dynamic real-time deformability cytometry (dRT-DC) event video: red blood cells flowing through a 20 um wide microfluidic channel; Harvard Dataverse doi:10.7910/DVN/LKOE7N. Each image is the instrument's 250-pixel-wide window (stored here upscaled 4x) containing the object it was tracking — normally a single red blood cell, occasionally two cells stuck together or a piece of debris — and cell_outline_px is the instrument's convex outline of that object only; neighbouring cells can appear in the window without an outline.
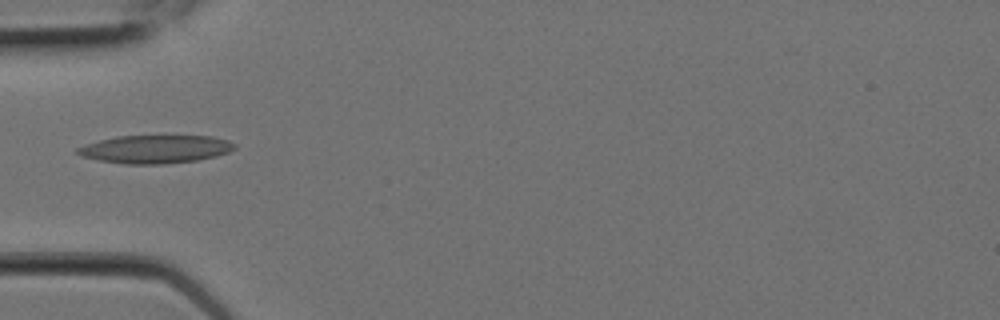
{"species": "Egyptian fruit bat (a non-hibernating species)", "species_latin": "Rousettus aegyptiacus", "temperature_condition": "room temperature", "stored_images_in_passage": 5, "camera_frame_rate_fps": 3000, "um_per_image_px": 0.085, "animal": {"sex": "female"}, "frame": {"image": 1, "passage_image": 1, "time_ms": 0.0, "image_size_px": [1000, 320], "cell_outline_px": [[236, 148], [228, 152], [216, 156], [196, 160], [164, 164], [124, 164], [100, 160], [80, 156], [76, 152], [76, 148], [84, 144], [116, 136], [212, 136], [228, 140], [236, 144]], "centroid_in_image_um": [13.19, 12.68], "position_along_channel_um": 71.8, "area_um2": 25.78}}
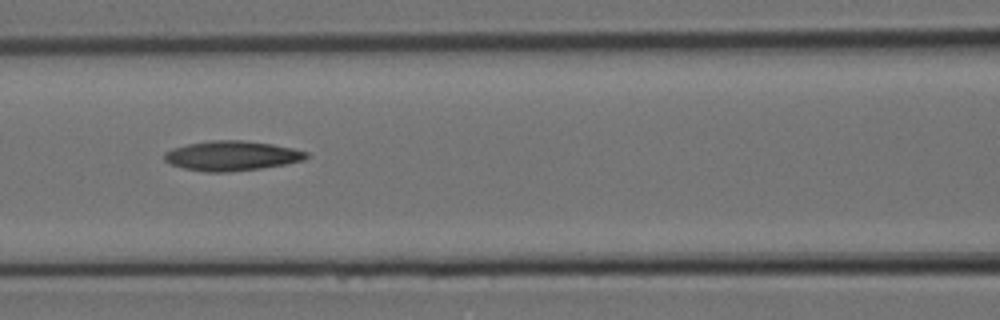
{"frame": {"image": 2, "passage_image": 3, "time_ms": 0.667, "image_size_px": [1000, 320], "cell_outline_px": [[308, 156], [304, 160], [284, 164], [260, 168], [232, 172], [204, 172], [184, 168], [172, 164], [164, 160], [164, 152], [172, 148], [188, 144], [212, 140], [244, 140], [272, 144], [292, 148], [308, 152]], "centroid_in_image_um": [19.69, 13.24], "position_along_channel_um": 146.9, "area_um2": 24.57}}
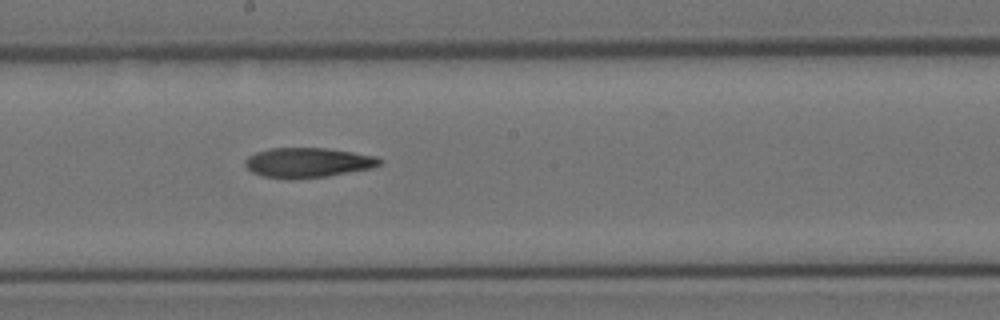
{"frame": {"image": 3, "passage_image": 5, "time_ms": 1.333, "image_size_px": [1000, 320], "cell_outline_px": [[384, 160], [380, 164], [372, 168], [324, 176], [292, 180], [288, 180], [264, 176], [252, 172], [244, 164], [244, 160], [248, 156], [256, 152], [268, 148], [328, 148], [376, 156]], "centroid_in_image_um": [26.14, 13.82], "position_along_channel_um": 222.1, "area_um2": 23.47}}